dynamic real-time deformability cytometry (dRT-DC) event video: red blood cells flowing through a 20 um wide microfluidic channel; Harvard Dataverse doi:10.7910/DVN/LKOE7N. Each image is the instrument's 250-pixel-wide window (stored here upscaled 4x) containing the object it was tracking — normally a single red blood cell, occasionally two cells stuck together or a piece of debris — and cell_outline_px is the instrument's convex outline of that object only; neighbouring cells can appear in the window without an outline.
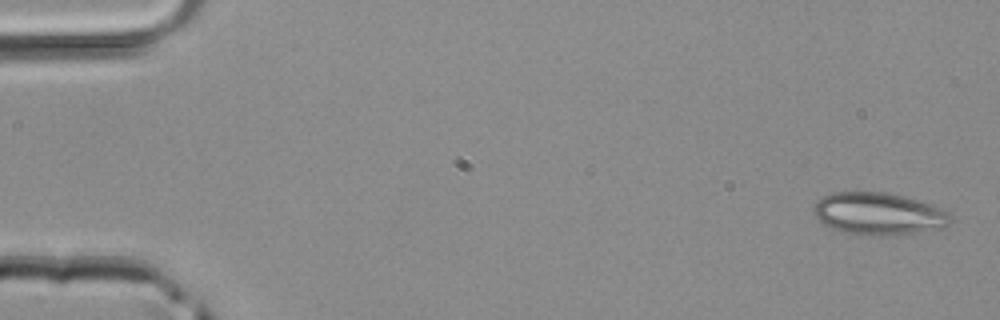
{"species": "common noctule bat (a hibernating species)", "species_latin": "Nyctalus noctula", "temperature_condition": "room temperature", "stored_images_in_passage": 3, "camera_frame_rate_fps": 3000, "um_per_image_px": 0.085, "animal": {"sex": "male", "body_mass_g": 20.4}, "frame": {"image": 1, "passage_image": 3, "time_ms": 0.667, "image_size_px": [1000, 320], "cell_outline_px": [[952, 216], [944, 228], [916, 232], [884, 236], [868, 236], [844, 232], [832, 228], [824, 224], [812, 212], [812, 208], [824, 196], [832, 192], [884, 192], [904, 196], [944, 208]], "centroid_in_image_um": [74.69, 18.17], "position_along_channel_um": 10.3, "area_um2": 33.7}}